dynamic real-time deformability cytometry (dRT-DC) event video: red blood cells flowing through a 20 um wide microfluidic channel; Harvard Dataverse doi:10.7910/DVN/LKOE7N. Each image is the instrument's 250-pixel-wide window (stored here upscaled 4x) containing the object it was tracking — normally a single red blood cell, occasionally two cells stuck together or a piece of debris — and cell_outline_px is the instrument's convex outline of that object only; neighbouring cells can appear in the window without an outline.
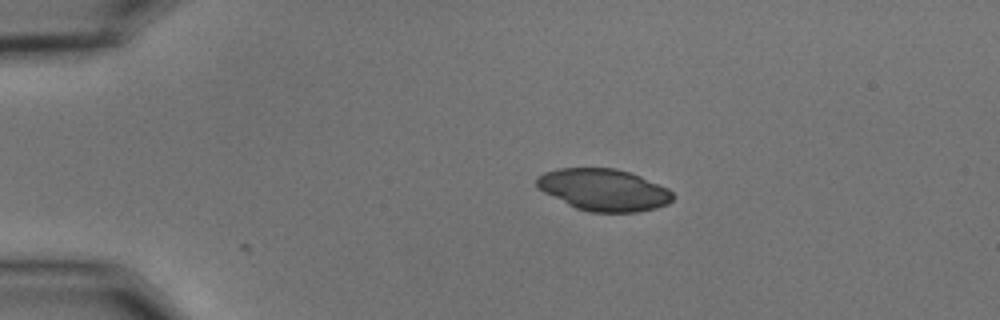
{"species": "common noctule bat (a hibernating species)", "species_latin": "Nyctalus noctula", "temperature_condition": "cold", "stored_images_in_passage": 11, "camera_frame_rate_fps": 3000, "um_per_image_px": 0.085, "animal": {"sex": "male", "body_mass_g": 15.6}, "frame": {"image": 1, "passage_image": 11, "time_ms": 3.333, "image_size_px": [1000, 320], "cell_outline_px": [[676, 196], [668, 204], [656, 208], [636, 212], [588, 212], [576, 208], [544, 192], [536, 184], [536, 176], [544, 172], [560, 168], [616, 168], [640, 176], [668, 188]], "centroid_in_image_um": [51.33, 16.13], "position_along_channel_um": 33.7, "area_um2": 33.18}}